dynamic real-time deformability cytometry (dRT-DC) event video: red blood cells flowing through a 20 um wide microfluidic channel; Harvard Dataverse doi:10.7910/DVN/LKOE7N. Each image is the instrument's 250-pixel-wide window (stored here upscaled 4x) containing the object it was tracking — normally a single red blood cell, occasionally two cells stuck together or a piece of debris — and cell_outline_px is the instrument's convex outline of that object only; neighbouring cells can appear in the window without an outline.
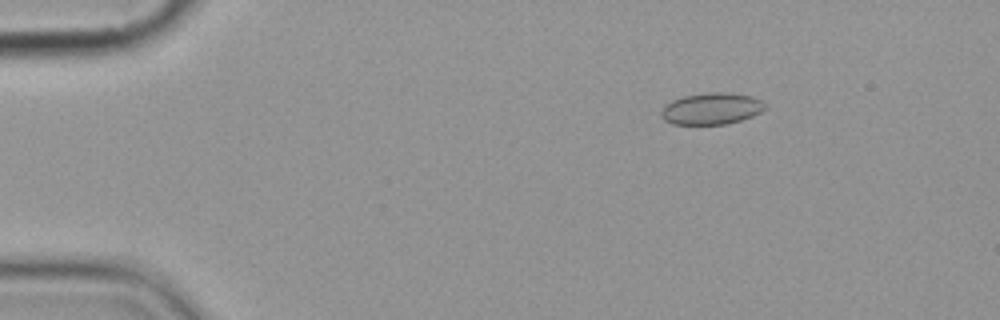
{"species": "common noctule bat (a hibernating species)", "species_latin": "Nyctalus noctula", "temperature_condition": "cold", "stored_images_in_passage": 5, "camera_frame_rate_fps": 3000, "um_per_image_px": 0.085, "animal": {"sex": "female", "body_mass_g": 19.9}, "frame": {"image": 1, "passage_image": 1, "time_ms": 0.0, "image_size_px": [1000, 320], "cell_outline_px": [[768, 108], [752, 116], [740, 120], [724, 124], [672, 124], [664, 120], [660, 116], [660, 112], [672, 100], [684, 96], [712, 92], [724, 92], [752, 96], [760, 100]], "centroid_in_image_um": [60.48, 9.24], "position_along_channel_um": 24.5, "area_um2": 18.96}}
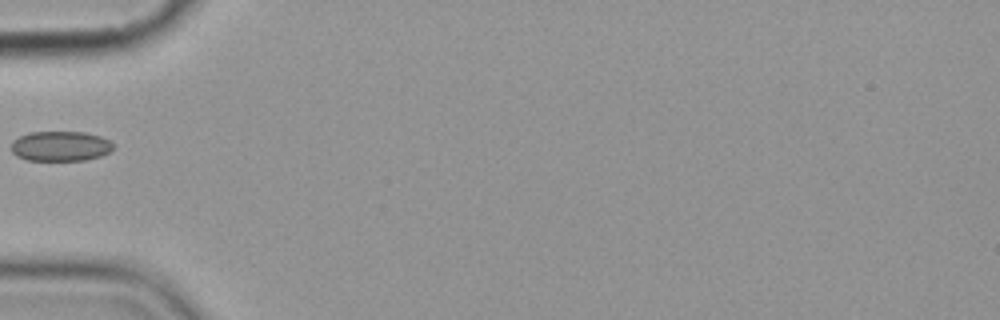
{"frame": {"image": 2, "passage_image": 4, "time_ms": 3.667, "image_size_px": [1000, 320], "cell_outline_px": [[112, 148], [108, 152], [100, 156], [84, 160], [28, 160], [16, 156], [12, 152], [12, 140], [28, 132], [84, 132], [100, 136], [108, 140], [112, 144]], "centroid_in_image_um": [5.1, 12.42], "position_along_channel_um": 79.9, "area_um2": 17.69}}
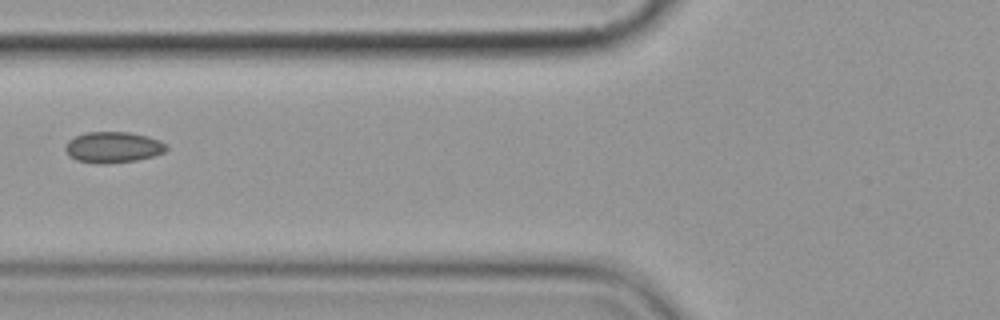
{"frame": {"image": 3, "passage_image": 5, "time_ms": 4.667, "image_size_px": [1000, 320], "cell_outline_px": [[168, 148], [164, 152], [152, 156], [136, 160], [104, 164], [100, 164], [76, 160], [68, 156], [64, 148], [68, 140], [84, 132], [128, 132], [148, 136], [160, 140], [168, 144]], "centroid_in_image_um": [9.6, 12.51], "position_along_channel_um": 116.2, "area_um2": 18.38}}